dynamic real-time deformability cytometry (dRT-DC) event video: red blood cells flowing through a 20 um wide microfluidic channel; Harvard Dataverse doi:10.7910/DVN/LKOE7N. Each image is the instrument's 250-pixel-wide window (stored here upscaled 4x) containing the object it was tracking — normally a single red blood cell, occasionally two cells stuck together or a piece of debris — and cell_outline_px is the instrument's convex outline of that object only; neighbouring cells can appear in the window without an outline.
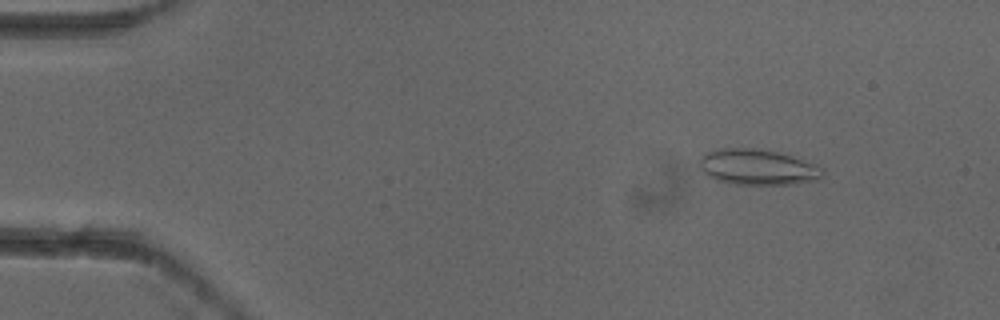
{"species": "common noctule bat (a hibernating species)", "species_latin": "Nyctalus noctula", "temperature_condition": "cold", "stored_images_in_passage": 5, "camera_frame_rate_fps": 3000, "um_per_image_px": 0.085, "animal": {"sex": "female"}, "frame": {"image": 1, "passage_image": 2, "time_ms": 0.333, "image_size_px": [1000, 320], "cell_outline_px": [[824, 172], [820, 180], [792, 184], [732, 184], [716, 180], [708, 176], [704, 172], [700, 164], [700, 156], [708, 152], [720, 148], [760, 148], [792, 156], [816, 164], [824, 168]], "centroid_in_image_um": [64.43, 14.21], "position_along_channel_um": 20.6, "area_um2": 25.72}}